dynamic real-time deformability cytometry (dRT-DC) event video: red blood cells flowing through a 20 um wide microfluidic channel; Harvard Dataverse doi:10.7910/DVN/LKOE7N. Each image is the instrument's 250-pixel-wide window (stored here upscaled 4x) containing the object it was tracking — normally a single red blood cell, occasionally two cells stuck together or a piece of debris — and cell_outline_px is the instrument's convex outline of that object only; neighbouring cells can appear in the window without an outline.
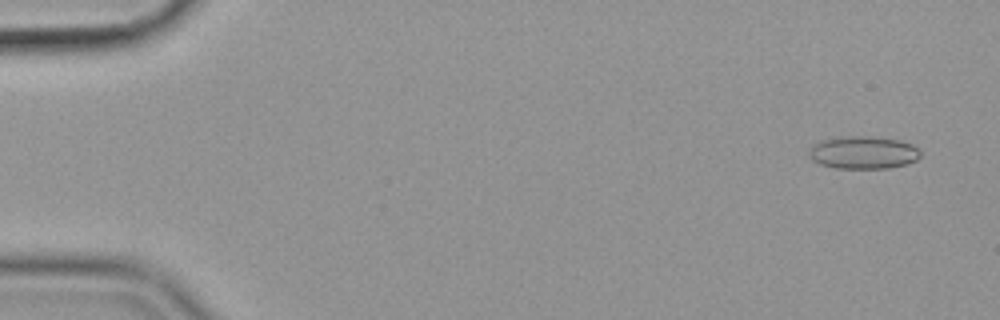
{"species": "common noctule bat (a hibernating species)", "species_latin": "Nyctalus noctula", "temperature_condition": "cold", "stored_images_in_passage": 56, "camera_frame_rate_fps": 3000, "um_per_image_px": 0.085, "animal": {"sex": "female", "body_mass_g": 19.9}, "frame": {"image": 1, "passage_image": 3, "time_ms": 0.667, "image_size_px": [1000, 320], "cell_outline_px": [[920, 156], [916, 160], [908, 164], [888, 168], [836, 168], [820, 164], [812, 160], [808, 156], [808, 152], [816, 144], [824, 140], [848, 136], [872, 136], [900, 140], [912, 144], [920, 152]], "centroid_in_image_um": [73.41, 12.97], "position_along_channel_um": 11.6, "area_um2": 21.1}}
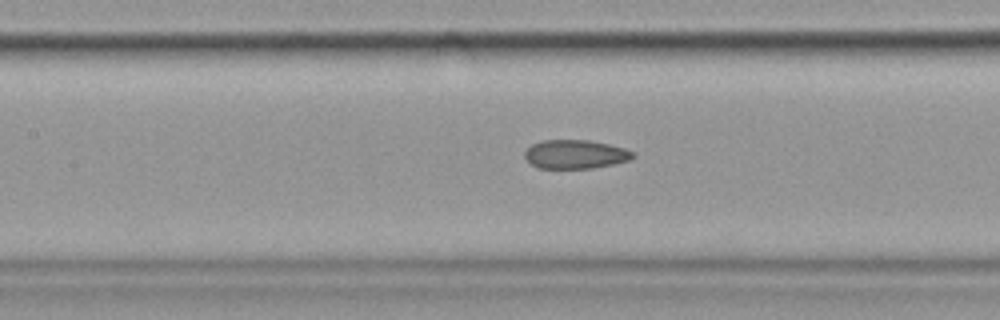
{"frame": {"image": 2, "passage_image": 26, "time_ms": 8.333, "image_size_px": [1000, 320], "cell_outline_px": [[636, 156], [628, 160], [612, 164], [592, 168], [536, 168], [524, 156], [524, 152], [532, 144], [540, 140], [588, 140], [608, 144], [624, 148], [632, 152]], "centroid_in_image_um": [48.87, 13.11], "position_along_channel_um": 158.5, "area_um2": 18.03}}
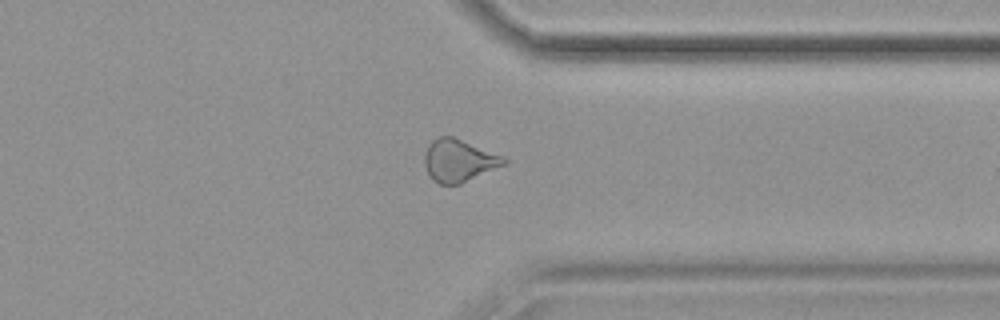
{"frame": {"image": 3, "passage_image": 44, "time_ms": 14.333, "image_size_px": [1000, 320], "cell_outline_px": [[508, 164], [460, 184], [440, 184], [432, 180], [424, 164], [424, 156], [428, 144], [432, 140], [440, 136], [452, 136], [504, 156], [508, 160]], "centroid_in_image_um": [39.02, 13.65], "position_along_channel_um": 372.4, "area_um2": 19.77}, "authors_computed_cell_mechanics": {"area_um2": 19.7965, "velocity_mm_per_s": 3.5877, "shape_relaxation_time_tau1_ms": null, "shape_relaxation_time_tau2_ms": 2.3177, "deformation_change_tau1": null, "deformation_change_tau2": 0.0913}}